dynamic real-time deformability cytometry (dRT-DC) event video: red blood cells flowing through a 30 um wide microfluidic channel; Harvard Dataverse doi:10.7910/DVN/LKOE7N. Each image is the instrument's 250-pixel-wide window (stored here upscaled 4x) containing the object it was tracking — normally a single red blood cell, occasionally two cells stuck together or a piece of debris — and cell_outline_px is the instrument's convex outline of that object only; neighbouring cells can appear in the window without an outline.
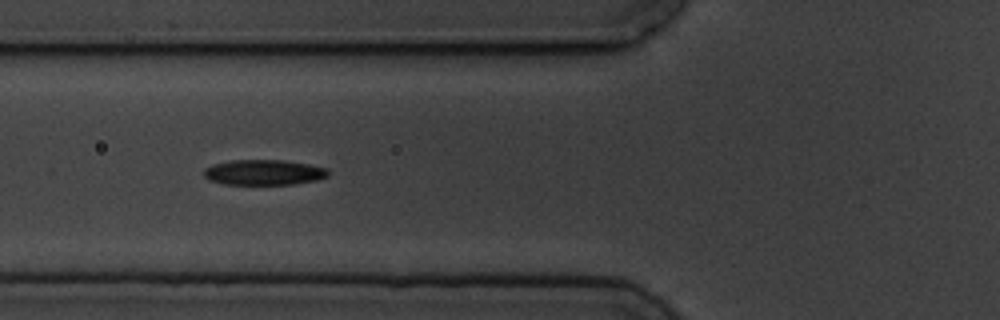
{"species": "common noctule bat (a hibernating species)", "species_latin": "Nyctalus noctula", "temperature_condition": "cold", "stored_images_in_passage": 9, "camera_frame_rate_fps": 3000, "um_per_image_px": 0.085, "animal": {"sex": "male", "body_mass_g": 19.5, "forearm_length_mm": 54.6}, "frame": {"image": 1, "passage_image": 6, "time_ms": 5.667, "image_size_px": [1000, 320], "cell_outline_px": [[328, 176], [316, 180], [292, 184], [224, 184], [208, 180], [204, 176], [204, 168], [212, 164], [232, 160], [280, 160], [308, 164], [328, 168]], "centroid_in_image_um": [22.39, 14.65], "position_along_channel_um": 103.4, "area_um2": 18.32}}
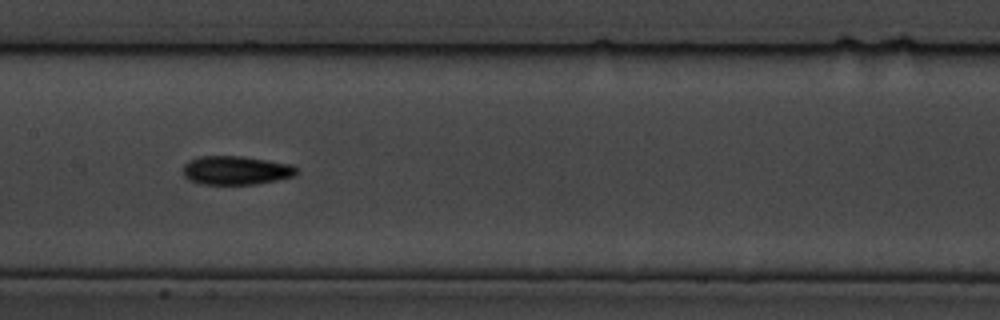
{"frame": {"image": 2, "passage_image": 8, "time_ms": 8.0, "image_size_px": [1000, 320], "cell_outline_px": [[296, 172], [292, 176], [276, 180], [256, 184], [200, 184], [188, 180], [184, 176], [184, 164], [188, 160], [200, 156], [240, 156], [268, 160], [292, 164], [296, 168]], "centroid_in_image_um": [20.01, 14.47], "position_along_channel_um": 187.4, "area_um2": 18.96}}
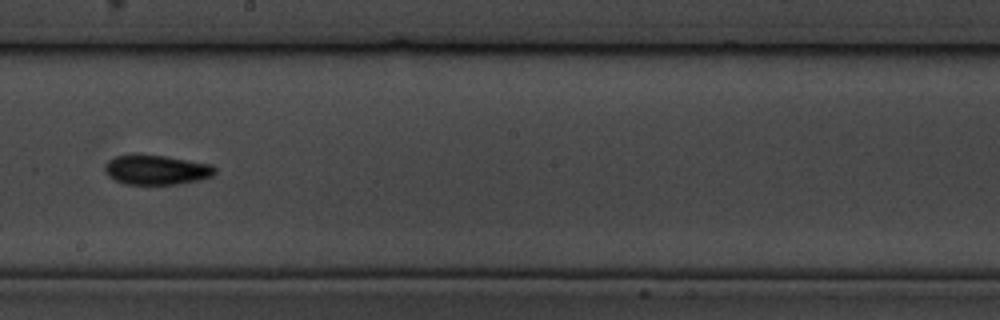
{"frame": {"image": 3, "passage_image": 9, "time_ms": 9.333, "image_size_px": [1000, 320], "cell_outline_px": [[216, 172], [212, 176], [200, 180], [176, 184], [124, 184], [108, 176], [104, 172], [104, 164], [108, 160], [116, 156], [132, 152], [168, 156], [212, 164], [216, 168]], "centroid_in_image_um": [13.26, 14.4], "position_along_channel_um": 234.9, "area_um2": 19.65}}